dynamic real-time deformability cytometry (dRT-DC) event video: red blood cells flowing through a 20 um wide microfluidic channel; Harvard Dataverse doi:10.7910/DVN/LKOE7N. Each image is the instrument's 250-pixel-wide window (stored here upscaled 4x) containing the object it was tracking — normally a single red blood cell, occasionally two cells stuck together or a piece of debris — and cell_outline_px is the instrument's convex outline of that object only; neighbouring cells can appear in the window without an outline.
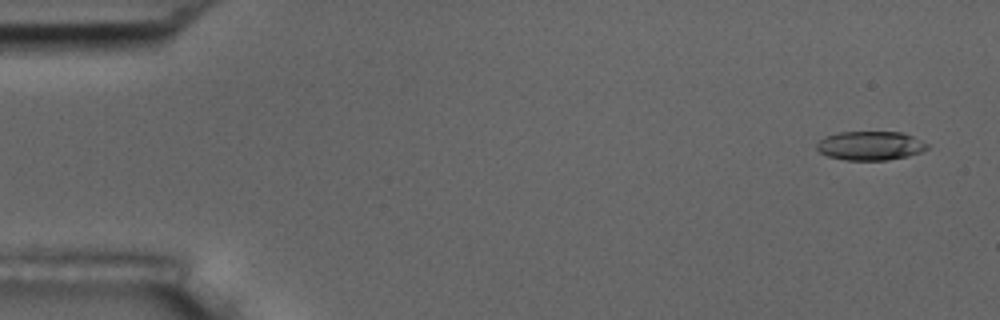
{"species": "common noctule bat (a hibernating species)", "species_latin": "Nyctalus noctula", "temperature_condition": "room temperature", "stored_images_in_passage": 54, "camera_frame_rate_fps": 3000, "um_per_image_px": 0.085, "animal": {"sex": "male", "body_mass_g": 17.5, "forearm_length_mm": 52.3}, "frame": {"image": 1, "passage_image": 3, "time_ms": 0.667, "image_size_px": [1000, 320], "cell_outline_px": [[928, 148], [920, 152], [908, 156], [888, 160], [844, 160], [828, 156], [820, 152], [816, 148], [816, 144], [824, 136], [840, 132], [900, 132], [912, 136], [928, 144]], "centroid_in_image_um": [73.95, 12.39], "position_along_channel_um": 11.0, "area_um2": 18.61}}
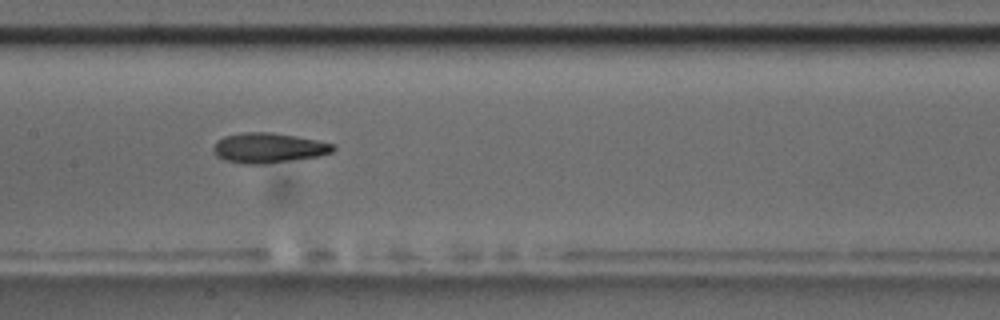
{"frame": {"image": 2, "passage_image": 27, "time_ms": 8.667, "image_size_px": [1000, 320], "cell_outline_px": [[336, 148], [332, 152], [320, 156], [264, 164], [244, 164], [224, 160], [216, 156], [212, 148], [216, 140], [224, 136], [244, 132], [268, 132], [296, 136], [336, 144]], "centroid_in_image_um": [22.81, 12.57], "position_along_channel_um": 184.6, "area_um2": 21.1}}
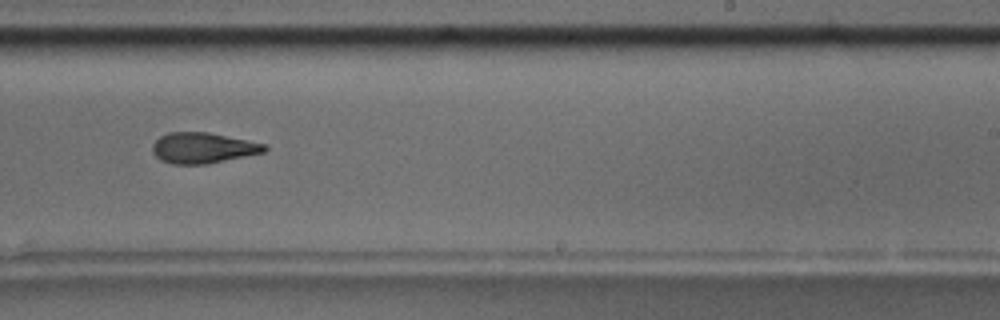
{"frame": {"image": 3, "passage_image": 34, "time_ms": 11.0, "image_size_px": [1000, 320], "cell_outline_px": [[268, 148], [264, 152], [204, 164], [172, 164], [160, 160], [152, 152], [152, 144], [160, 136], [168, 132], [208, 132], [268, 144]], "centroid_in_image_um": [17.23, 12.56], "position_along_channel_um": 271.8, "area_um2": 20.0}, "authors_computed_cell_mechanics": {"area_um2": 20.3456, "velocity_mm_per_s": 3.7457, "shape_relaxation_time_tau1_ms": 4.7074, "shape_relaxation_time_tau2_ms": 2.8199, "deformation_change_tau1": 0.1797, "deformation_change_tau2": 0.1198}}